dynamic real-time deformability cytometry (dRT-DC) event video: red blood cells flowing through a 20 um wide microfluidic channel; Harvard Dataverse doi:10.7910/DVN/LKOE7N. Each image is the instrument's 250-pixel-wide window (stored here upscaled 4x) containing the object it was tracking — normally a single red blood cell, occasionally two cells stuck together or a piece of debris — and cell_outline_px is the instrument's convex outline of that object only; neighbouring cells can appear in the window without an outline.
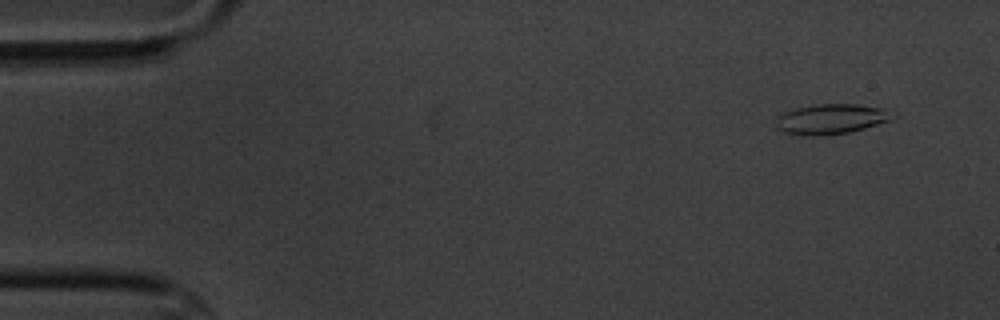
{"species": "common noctule bat (a hibernating species)", "species_latin": "Nyctalus noctula", "temperature_condition": "cold", "stored_images_in_passage": 5, "camera_frame_rate_fps": 3000, "um_per_image_px": 0.085, "animal": {"sex": "male", "body_mass_g": 20.1, "forearm_length_mm": 53.5}, "frame": {"image": 1, "passage_image": 1, "time_ms": 0.0, "image_size_px": [1000, 320], "cell_outline_px": [[896, 116], [892, 120], [864, 128], [848, 132], [816, 136], [808, 136], [784, 132], [776, 128], [776, 120], [784, 112], [792, 108], [816, 104], [856, 104], [884, 108], [896, 112]], "centroid_in_image_um": [70.68, 10.1], "position_along_channel_um": 14.3, "area_um2": 20.63}}